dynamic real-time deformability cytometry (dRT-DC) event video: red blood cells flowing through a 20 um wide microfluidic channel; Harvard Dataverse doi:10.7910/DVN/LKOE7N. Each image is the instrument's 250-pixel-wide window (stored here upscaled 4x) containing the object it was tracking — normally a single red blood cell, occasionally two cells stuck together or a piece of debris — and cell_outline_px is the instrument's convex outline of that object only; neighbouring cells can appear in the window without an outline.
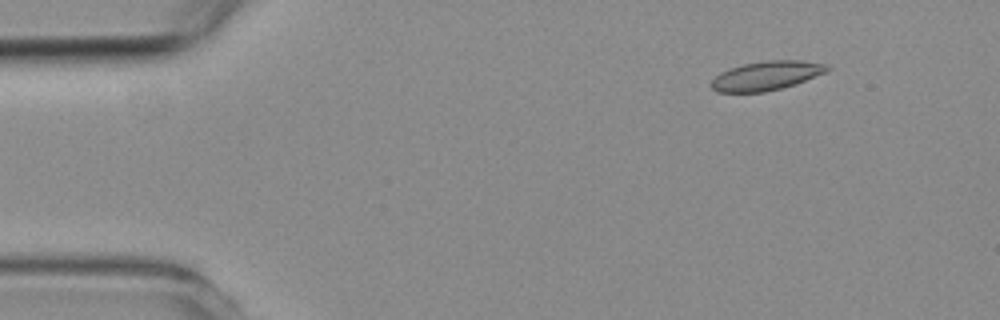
{"species": "common noctule bat (a hibernating species)", "species_latin": "Nyctalus noctula", "temperature_condition": "room temperature", "stored_images_in_passage": 8, "camera_frame_rate_fps": 3000, "um_per_image_px": 0.085, "animal": {"sex": "female", "body_mass_g": 19.3, "forearm_length_mm": 54.1}, "frame": {"image": 1, "passage_image": 2, "time_ms": 1.333, "image_size_px": [1000, 320], "cell_outline_px": [[832, 68], [828, 72], [796, 84], [764, 92], [716, 92], [712, 88], [712, 80], [720, 72], [744, 64], [768, 60], [800, 60], [828, 64]], "centroid_in_image_um": [65.21, 6.43], "position_along_channel_um": 19.8, "area_um2": 19.65}}
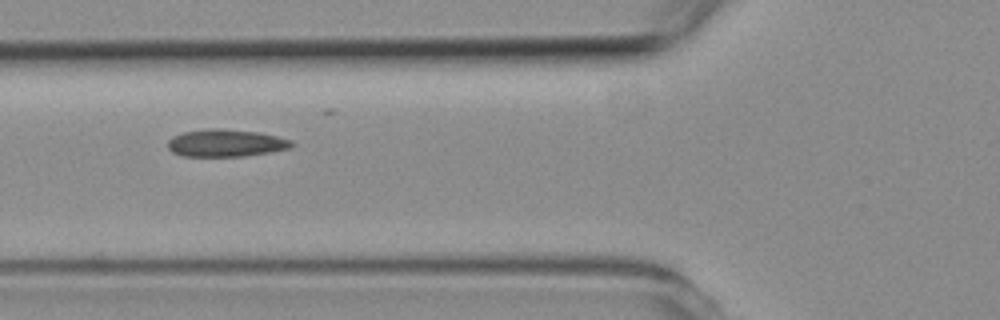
{"frame": {"image": 2, "passage_image": 6, "time_ms": 5.667, "image_size_px": [1000, 320], "cell_outline_px": [[296, 144], [292, 148], [244, 156], [180, 156], [172, 152], [168, 148], [168, 140], [172, 136], [184, 132], [208, 128], [224, 128], [260, 132], [292, 140]], "centroid_in_image_um": [19.21, 12.15], "position_along_channel_um": 106.6, "area_um2": 20.0}}
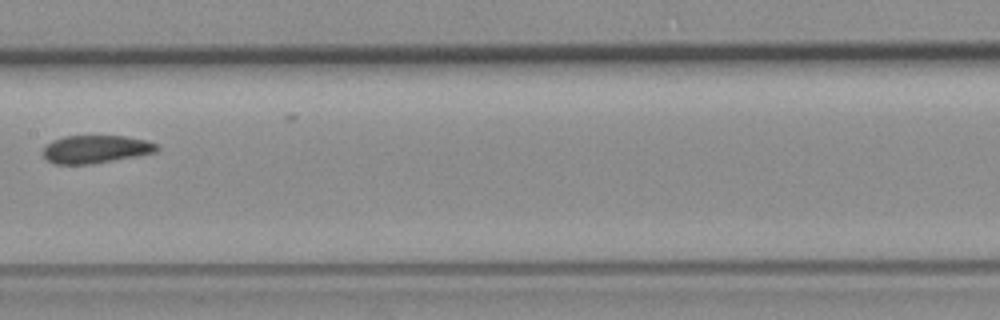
{"frame": {"image": 3, "passage_image": 8, "time_ms": 8.0, "image_size_px": [1000, 320], "cell_outline_px": [[160, 148], [156, 152], [136, 156], [92, 164], [56, 164], [48, 160], [44, 156], [44, 148], [52, 140], [64, 136], [124, 136], [148, 140], [156, 144]], "centroid_in_image_um": [8.16, 12.68], "position_along_channel_um": 199.2, "area_um2": 18.44}}